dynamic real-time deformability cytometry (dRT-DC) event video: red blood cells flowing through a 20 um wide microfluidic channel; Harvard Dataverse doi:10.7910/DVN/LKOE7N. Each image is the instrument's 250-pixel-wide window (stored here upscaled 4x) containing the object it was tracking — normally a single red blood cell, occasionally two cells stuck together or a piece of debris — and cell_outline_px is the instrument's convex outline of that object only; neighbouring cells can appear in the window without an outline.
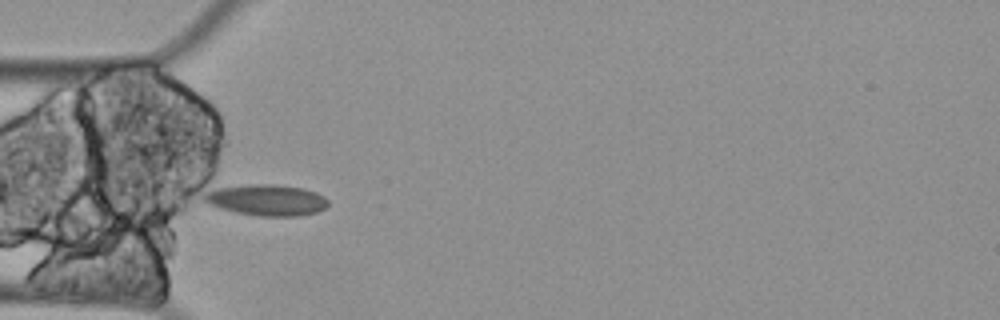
{"species": "Egyptian fruit bat (a non-hibernating species)", "species_latin": "Rousettus aegyptiacus", "temperature_condition": "cold", "stored_images_in_passage": 7, "camera_frame_rate_fps": 3000, "um_per_image_px": 0.085, "animal": {"sex": "female"}, "frame": {"image": 1, "passage_image": 1, "time_ms": 0.0, "image_size_px": [1000, 320], "cell_outline_px": [[328, 204], [324, 208], [316, 212], [300, 216], [256, 216], [236, 212], [220, 208], [208, 204], [204, 200], [204, 196], [208, 192], [216, 188], [252, 184], [272, 184], [304, 188], [316, 192], [324, 196], [328, 200]], "centroid_in_image_um": [22.69, 17.01], "position_along_channel_um": 62.3, "area_um2": 22.43}}
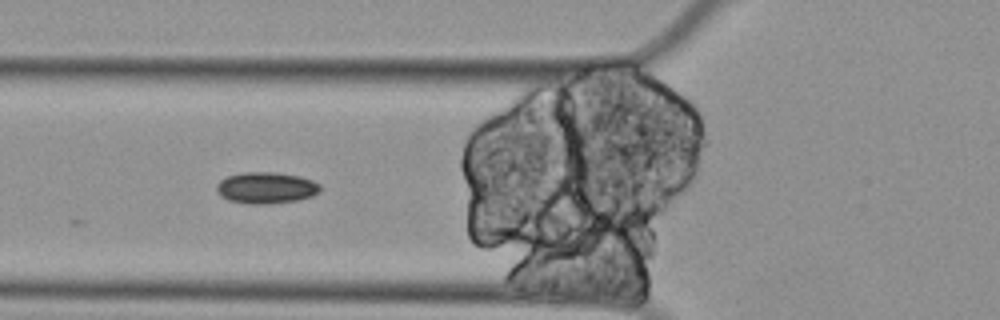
{"frame": {"image": 2, "passage_image": 4, "time_ms": 1.0, "image_size_px": [1000, 320], "cell_outline_px": [[320, 192], [312, 196], [300, 200], [272, 204], [248, 204], [228, 200], [220, 196], [216, 192], [216, 184], [220, 180], [228, 176], [244, 172], [276, 172], [300, 176], [312, 180], [320, 184]], "centroid_in_image_um": [22.62, 15.97], "position_along_channel_um": 103.2, "area_um2": 19.31}}
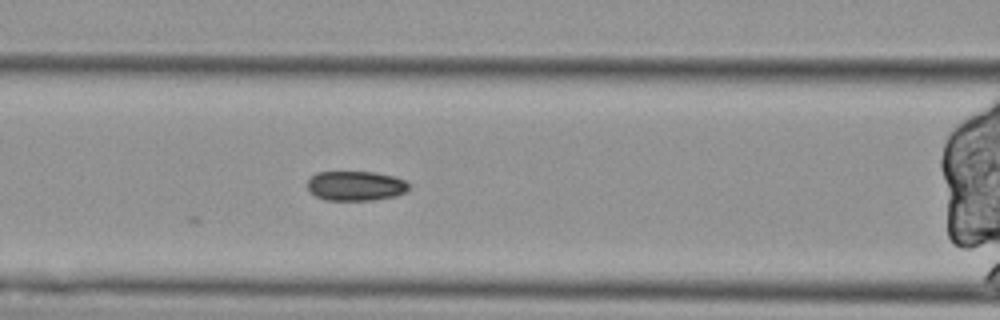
{"frame": {"image": 3, "passage_image": 7, "time_ms": 2.0, "image_size_px": [1000, 320], "cell_outline_px": [[408, 188], [404, 192], [396, 196], [372, 200], [328, 200], [316, 196], [308, 188], [308, 180], [316, 172], [376, 172], [392, 176], [404, 180], [408, 184]], "centroid_in_image_um": [30.23, 15.79], "position_along_channel_um": 136.4, "area_um2": 17.34}}